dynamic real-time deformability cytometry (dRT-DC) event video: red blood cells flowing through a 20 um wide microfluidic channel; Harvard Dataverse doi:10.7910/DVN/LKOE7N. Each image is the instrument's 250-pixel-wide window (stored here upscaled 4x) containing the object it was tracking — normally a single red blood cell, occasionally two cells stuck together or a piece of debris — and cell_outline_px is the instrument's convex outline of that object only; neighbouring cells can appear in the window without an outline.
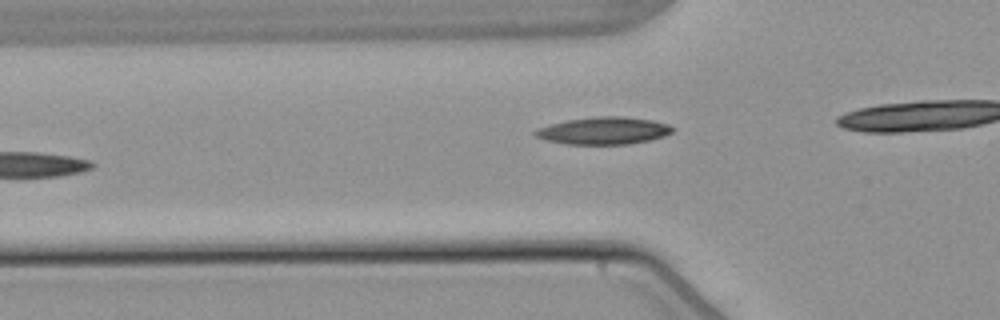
{"species": "common noctule bat (a hibernating species)", "species_latin": "Nyctalus noctula", "temperature_condition": "warm", "stored_images_in_passage": 7, "camera_frame_rate_fps": 3000, "um_per_image_px": 0.085, "animal": {"sex": "male", "body_mass_g": 21.5, "forearm_length_mm": 52.0}, "frame": {"image": 1, "passage_image": 6, "time_ms": 6.0, "image_size_px": [1000, 320], "cell_outline_px": [[676, 128], [672, 132], [664, 136], [648, 140], [628, 144], [564, 144], [544, 140], [536, 136], [532, 132], [536, 128], [568, 120], [596, 116], [624, 116], [652, 120], [668, 124]], "centroid_in_image_um": [51.3, 11.11], "position_along_channel_um": 74.5, "area_um2": 21.91}}